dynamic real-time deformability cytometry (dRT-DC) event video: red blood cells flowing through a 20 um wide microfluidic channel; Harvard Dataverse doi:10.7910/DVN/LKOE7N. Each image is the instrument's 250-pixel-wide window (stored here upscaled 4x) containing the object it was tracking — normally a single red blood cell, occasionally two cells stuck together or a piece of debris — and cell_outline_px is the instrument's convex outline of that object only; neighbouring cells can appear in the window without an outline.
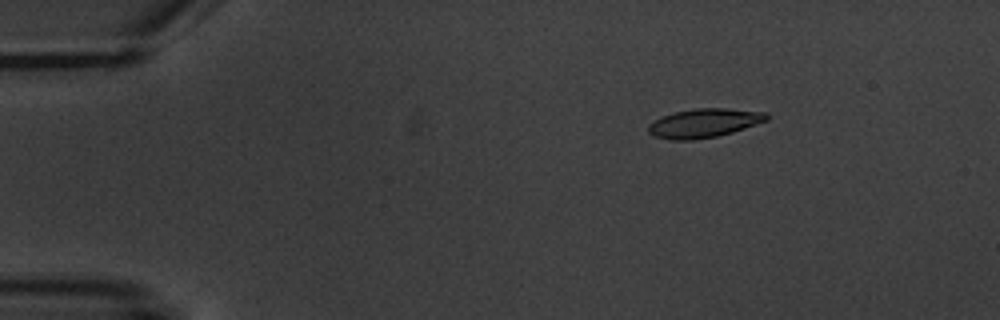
{"species": "common noctule bat (a hibernating species)", "species_latin": "Nyctalus noctula", "temperature_condition": "warm", "stored_images_in_passage": 9, "camera_frame_rate_fps": 3000, "um_per_image_px": 0.085, "animal": {"sex": "male", "body_mass_g": 20.1, "forearm_length_mm": 53.5}, "frame": {"image": 1, "passage_image": 3, "time_ms": 2.667, "image_size_px": [1000, 320], "cell_outline_px": [[768, 120], [732, 132], [716, 136], [692, 140], [672, 140], [656, 136], [648, 132], [648, 124], [672, 112], [696, 108], [728, 108], [768, 112]], "centroid_in_image_um": [59.86, 10.45], "position_along_channel_um": 25.1, "area_um2": 19.83}}